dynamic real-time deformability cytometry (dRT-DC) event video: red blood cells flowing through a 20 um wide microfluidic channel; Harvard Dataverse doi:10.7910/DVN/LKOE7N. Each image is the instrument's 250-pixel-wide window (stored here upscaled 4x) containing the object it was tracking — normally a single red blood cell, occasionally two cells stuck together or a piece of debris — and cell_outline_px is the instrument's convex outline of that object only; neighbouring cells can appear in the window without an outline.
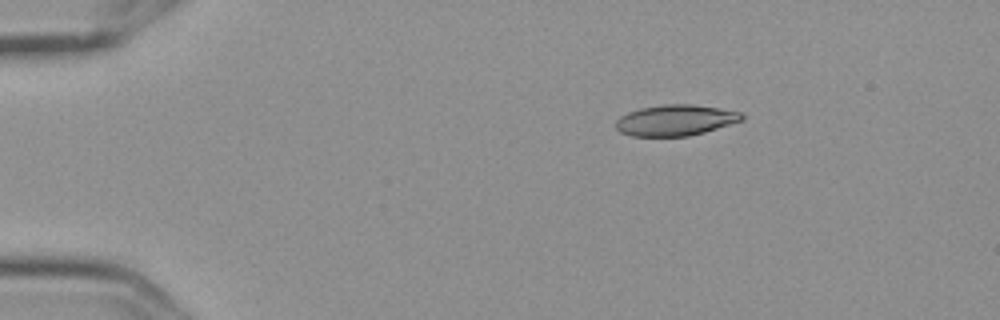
{"species": "Egyptian fruit bat (a non-hibernating species)", "species_latin": "Rousettus aegyptiacus", "temperature_condition": "cold", "stored_images_in_passage": 5, "camera_frame_rate_fps": 3000, "um_per_image_px": 0.085, "frame": {"image": 1, "passage_image": 2, "time_ms": 0.333, "image_size_px": [1000, 320], "cell_outline_px": [[744, 120], [704, 132], [688, 136], [632, 136], [620, 132], [616, 128], [616, 120], [620, 116], [628, 112], [640, 108], [664, 104], [692, 104], [740, 112], [744, 116]], "centroid_in_image_um": [57.39, 10.22], "position_along_channel_um": 27.6, "area_um2": 22.6}}
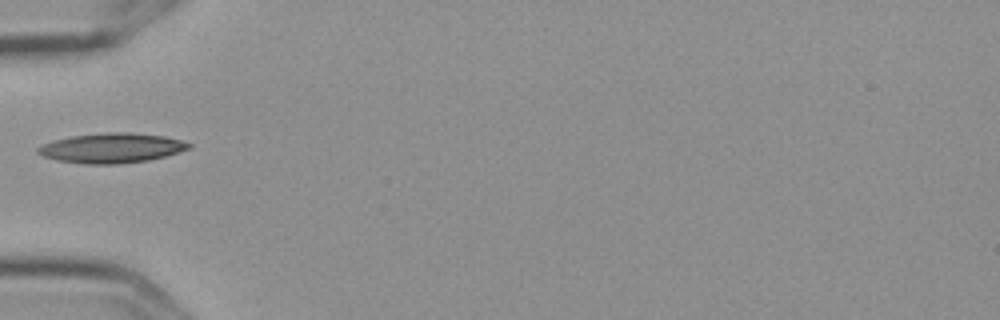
{"frame": {"image": 2, "passage_image": 5, "time_ms": 1.333, "image_size_px": [1000, 320], "cell_outline_px": [[192, 148], [164, 156], [148, 160], [116, 164], [84, 164], [56, 160], [44, 156], [36, 152], [36, 148], [40, 144], [52, 140], [72, 136], [108, 132], [128, 132], [164, 136], [180, 140], [192, 144]], "centroid_in_image_um": [9.45, 12.58], "position_along_channel_um": 75.6, "area_um2": 26.24}}